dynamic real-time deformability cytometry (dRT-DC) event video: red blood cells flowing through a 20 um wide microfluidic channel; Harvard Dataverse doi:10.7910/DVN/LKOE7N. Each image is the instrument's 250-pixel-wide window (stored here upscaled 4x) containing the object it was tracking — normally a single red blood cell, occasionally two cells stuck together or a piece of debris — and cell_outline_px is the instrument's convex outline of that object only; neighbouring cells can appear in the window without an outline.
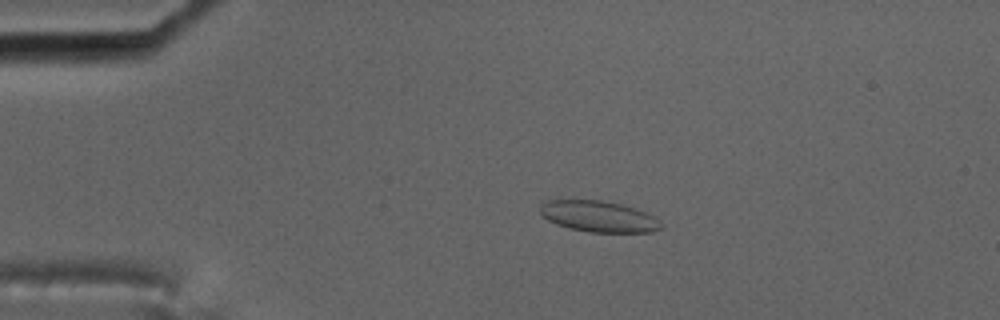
{"species": "common noctule bat (a hibernating species)", "species_latin": "Nyctalus noctula", "temperature_condition": "cold", "stored_images_in_passage": 59, "camera_frame_rate_fps": 3000, "um_per_image_px": 0.085, "animal": {"sex": "male", "body_mass_g": 17.5, "forearm_length_mm": 52.3}, "frame": {"image": 1, "passage_image": 13, "time_ms": 4.0, "image_size_px": [1000, 320], "cell_outline_px": [[660, 228], [652, 232], [588, 232], [568, 228], [556, 224], [548, 220], [540, 212], [540, 200], [600, 200], [620, 204], [656, 216], [660, 224]], "centroid_in_image_um": [50.83, 18.39], "position_along_channel_um": 34.2, "area_um2": 21.85}}
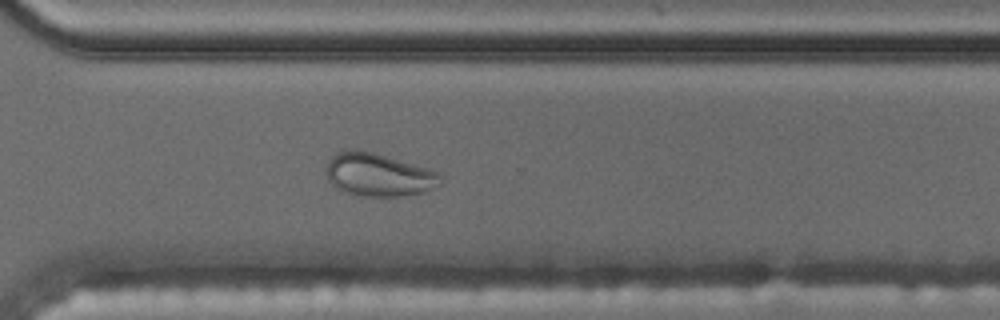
{"frame": {"image": 2, "passage_image": 43, "time_ms": 14.0, "image_size_px": [1000, 320], "cell_outline_px": [[444, 184], [424, 192], [400, 196], [364, 196], [344, 192], [336, 188], [328, 180], [324, 172], [328, 160], [336, 152], [348, 148], [356, 148], [372, 152], [428, 168], [444, 176]], "centroid_in_image_um": [32.17, 14.84], "position_along_channel_um": 338.4, "area_um2": 29.19}}
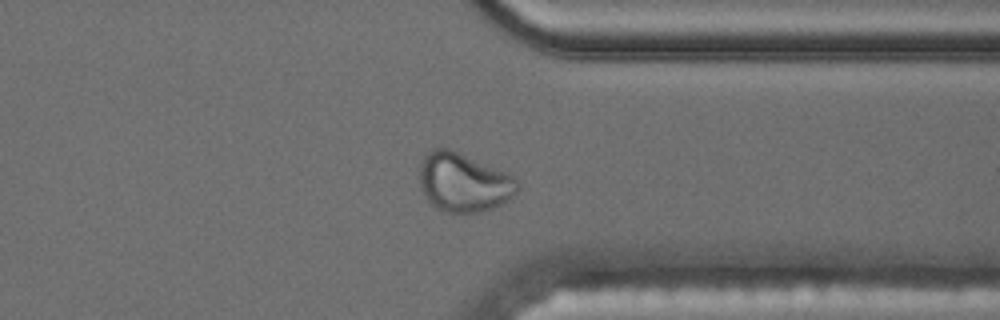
{"frame": {"image": 3, "passage_image": 46, "time_ms": 15.0, "image_size_px": [1000, 320], "cell_outline_px": [[520, 188], [508, 200], [492, 208], [480, 212], [448, 212], [436, 208], [424, 196], [420, 188], [420, 164], [424, 156], [432, 148], [448, 148], [504, 172], [520, 180]], "centroid_in_image_um": [39.39, 15.51], "position_along_channel_um": 372.0, "area_um2": 33.29}}